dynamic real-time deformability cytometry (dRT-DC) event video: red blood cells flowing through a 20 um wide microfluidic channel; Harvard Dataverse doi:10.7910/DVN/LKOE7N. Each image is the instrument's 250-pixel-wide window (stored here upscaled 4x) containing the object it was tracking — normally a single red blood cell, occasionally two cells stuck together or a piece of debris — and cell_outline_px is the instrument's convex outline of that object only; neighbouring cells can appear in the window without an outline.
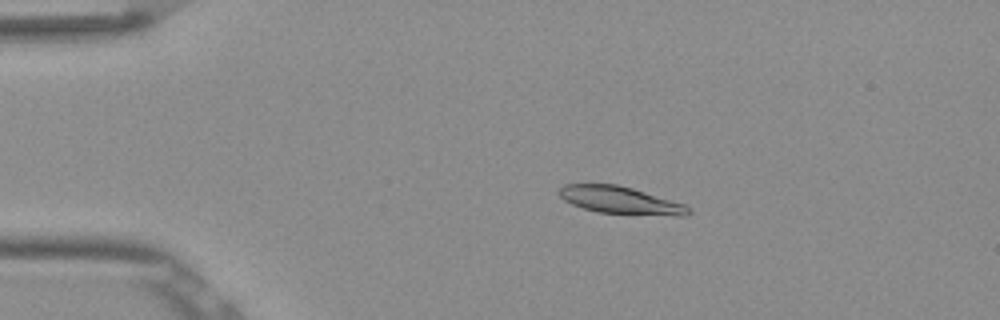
{"species": "Egyptian fruit bat (a non-hibernating species)", "species_latin": "Rousettus aegyptiacus", "temperature_condition": "room temperature", "stored_images_in_passage": 52, "camera_frame_rate_fps": 3000, "um_per_image_px": 0.085, "frame": {"image": 1, "passage_image": 10, "time_ms": 3.0, "image_size_px": [1000, 320], "cell_outline_px": [[692, 212], [688, 216], [676, 216], [596, 212], [572, 204], [564, 200], [556, 192], [564, 184], [616, 184], [632, 188], [684, 204], [692, 208]], "centroid_in_image_um": [52.75, 17.02], "position_along_channel_um": 32.3, "area_um2": 20.63}}
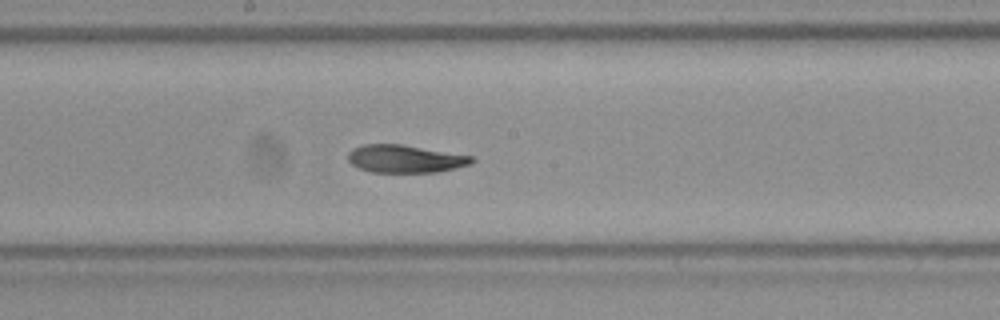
{"frame": {"image": 2, "passage_image": 28, "time_ms": 9.0, "image_size_px": [1000, 320], "cell_outline_px": [[476, 160], [472, 164], [456, 168], [436, 172], [372, 172], [360, 168], [352, 164], [348, 160], [348, 152], [352, 148], [364, 144], [400, 144], [472, 156]], "centroid_in_image_um": [34.44, 13.5], "position_along_channel_um": 213.8, "area_um2": 19.94}}
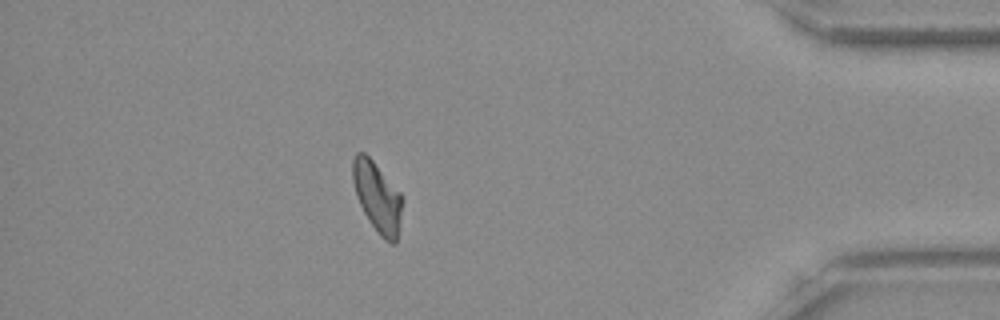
{"frame": {"image": 3, "passage_image": 46, "time_ms": 15.0, "image_size_px": [1000, 320], "cell_outline_px": [[404, 200], [396, 244], [392, 244], [384, 240], [380, 236], [368, 220], [356, 196], [352, 180], [352, 160], [356, 152], [364, 152], [372, 160], [404, 196]], "centroid_in_image_um": [32.09, 16.76], "position_along_channel_um": 403.1, "area_um2": 20.52}, "authors_computed_cell_mechanics": {"area_um2": 20.4612, "velocity_mm_per_s": 3.8601, "shape_relaxation_time_tau1_ms": 4.7972, "shape_relaxation_time_tau2_ms": 3.1413, "deformation_change_tau1": 0.1683, "deformation_change_tau2": 0.0943}}